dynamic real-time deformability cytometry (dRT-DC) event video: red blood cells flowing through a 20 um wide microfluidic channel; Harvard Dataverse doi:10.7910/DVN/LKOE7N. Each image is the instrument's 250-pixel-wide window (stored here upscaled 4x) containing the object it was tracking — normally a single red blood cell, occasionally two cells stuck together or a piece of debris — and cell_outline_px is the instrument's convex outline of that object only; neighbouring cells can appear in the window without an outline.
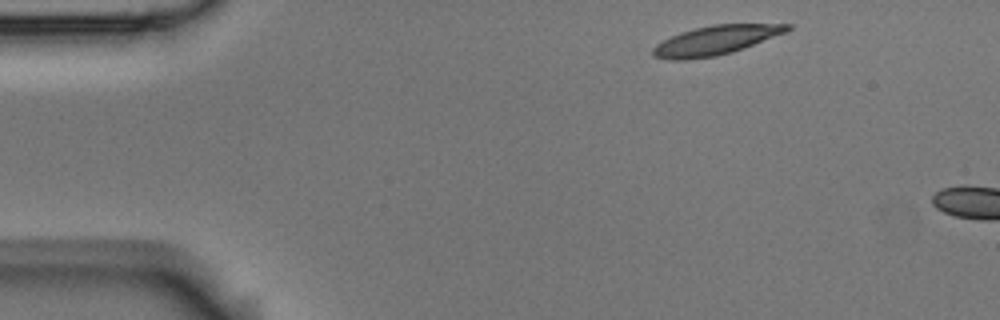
{"species": "Egyptian fruit bat (a non-hibernating species)", "species_latin": "Rousettus aegyptiacus", "temperature_condition": "room temperature", "stored_images_in_passage": 9, "camera_frame_rate_fps": 3000, "um_per_image_px": 0.085, "animal": {"sex": "male"}, "frame": {"image": 1, "passage_image": 1, "time_ms": 0.0, "image_size_px": [1000, 320], "cell_outline_px": [[792, 28], [788, 32], [744, 48], [732, 52], [716, 56], [688, 60], [668, 60], [652, 56], [652, 48], [656, 44], [680, 32], [712, 24], [792, 24]], "centroid_in_image_um": [60.83, 3.43], "position_along_channel_um": 24.2, "area_um2": 23.0}}
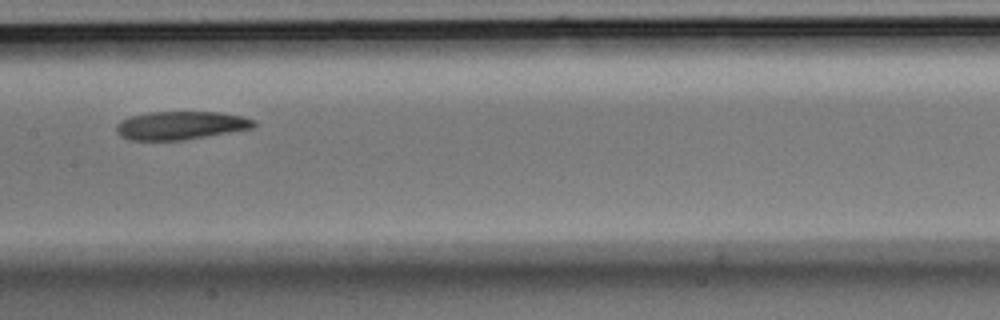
{"frame": {"image": 2, "passage_image": 6, "time_ms": 1.667, "image_size_px": [1000, 320], "cell_outline_px": [[256, 124], [252, 128], [180, 140], [128, 140], [120, 136], [116, 132], [116, 124], [120, 120], [128, 116], [148, 112], [220, 112], [240, 116], [256, 120]], "centroid_in_image_um": [15.28, 10.65], "position_along_channel_um": 192.1, "area_um2": 22.6}}
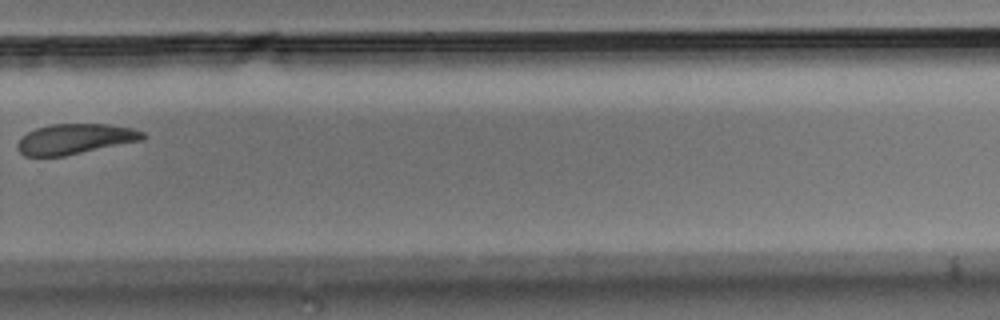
{"frame": {"image": 3, "passage_image": 9, "time_ms": 2.667, "image_size_px": [1000, 320], "cell_outline_px": [[144, 140], [64, 156], [24, 156], [16, 148], [16, 144], [28, 132], [36, 128], [52, 124], [108, 124], [132, 128], [144, 132]], "centroid_in_image_um": [6.39, 11.81], "position_along_channel_um": 323.4, "area_um2": 22.08}}